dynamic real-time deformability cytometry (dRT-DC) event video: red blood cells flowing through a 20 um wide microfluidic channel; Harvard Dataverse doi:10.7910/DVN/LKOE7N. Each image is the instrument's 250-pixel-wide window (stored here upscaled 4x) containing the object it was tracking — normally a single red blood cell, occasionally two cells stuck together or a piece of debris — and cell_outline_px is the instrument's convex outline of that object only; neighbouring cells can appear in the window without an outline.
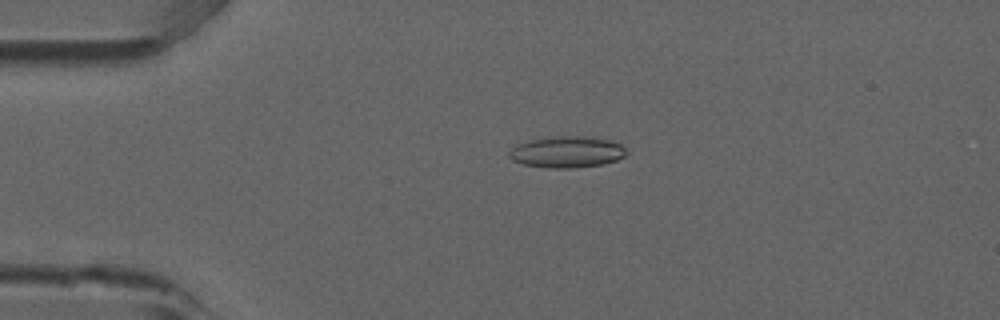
{"species": "common noctule bat (a hibernating species)", "species_latin": "Nyctalus noctula", "temperature_condition": "room temperature", "stored_images_in_passage": 54, "camera_frame_rate_fps": 3000, "um_per_image_px": 0.085, "animal": {"sex": "male", "forearm_length_mm": 52.5}, "frame": {"image": 1, "passage_image": 12, "time_ms": 3.667, "image_size_px": [1000, 320], "cell_outline_px": [[628, 152], [624, 156], [616, 160], [604, 164], [572, 168], [548, 168], [524, 164], [512, 160], [508, 156], [508, 152], [516, 144], [528, 140], [552, 136], [584, 136], [608, 140], [620, 144]], "centroid_in_image_um": [48.15, 12.92], "position_along_channel_um": 36.8, "area_um2": 21.5}}
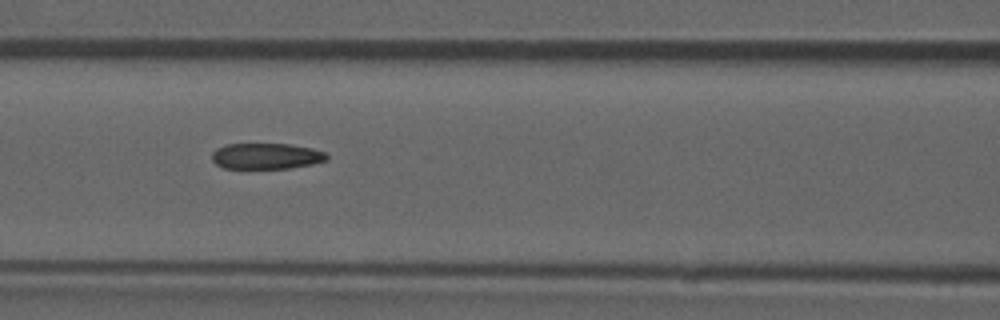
{"frame": {"image": 2, "passage_image": 23, "time_ms": 7.333, "image_size_px": [1000, 320], "cell_outline_px": [[328, 160], [312, 164], [288, 168], [224, 168], [216, 164], [212, 160], [212, 152], [216, 148], [224, 144], [288, 144], [312, 148], [324, 152], [328, 156]], "centroid_in_image_um": [22.61, 13.26], "position_along_channel_um": 144.0, "area_um2": 17.34}}
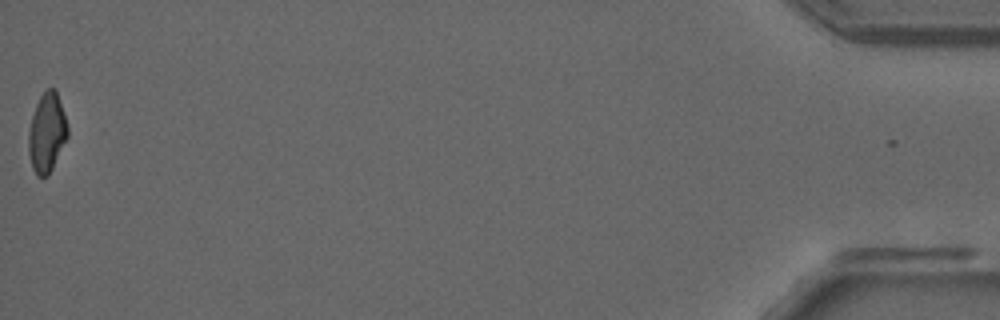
{"frame": {"image": 3, "passage_image": 53, "time_ms": 17.333, "image_size_px": [1000, 320], "cell_outline_px": [[68, 136], [48, 176], [36, 176], [32, 168], [28, 152], [28, 132], [32, 116], [36, 104], [40, 96], [48, 88], [56, 88], [68, 128]], "centroid_in_image_um": [3.97, 11.28], "position_along_channel_um": 431.2, "area_um2": 17.98}, "authors_computed_cell_mechanics": {"area_um2": 18.8139, "velocity_mm_per_s": 3.8922, "shape_relaxation_time_tau1_ms": null, "shape_relaxation_time_tau2_ms": 2.1292, "deformation_change_tau1": null, "deformation_change_tau2": 0.0979}}